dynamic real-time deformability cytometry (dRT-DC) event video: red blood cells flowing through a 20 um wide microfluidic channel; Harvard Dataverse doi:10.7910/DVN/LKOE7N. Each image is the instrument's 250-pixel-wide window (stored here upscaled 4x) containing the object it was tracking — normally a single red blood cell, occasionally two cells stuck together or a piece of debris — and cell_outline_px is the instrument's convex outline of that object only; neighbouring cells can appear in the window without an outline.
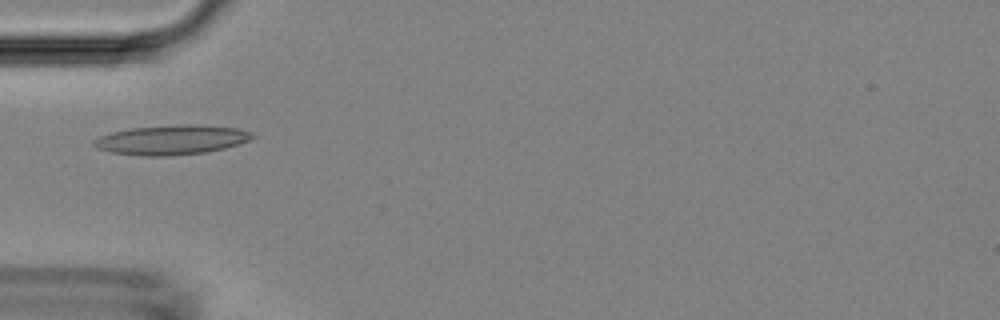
{"species": "Egyptian fruit bat (a non-hibernating species)", "species_latin": "Rousettus aegyptiacus", "temperature_condition": "room temperature", "stored_images_in_passage": 5, "camera_frame_rate_fps": 3000, "um_per_image_px": 0.085, "animal": {"sex": "female"}, "frame": {"image": 1, "passage_image": 5, "time_ms": 4.333, "image_size_px": [1000, 320], "cell_outline_px": [[256, 136], [240, 144], [208, 152], [172, 156], [140, 156], [112, 152], [96, 148], [92, 144], [92, 140], [100, 136], [112, 132], [132, 128], [184, 124], [204, 124], [236, 128], [252, 132]], "centroid_in_image_um": [14.6, 11.89], "position_along_channel_um": 70.4, "area_um2": 27.57}}